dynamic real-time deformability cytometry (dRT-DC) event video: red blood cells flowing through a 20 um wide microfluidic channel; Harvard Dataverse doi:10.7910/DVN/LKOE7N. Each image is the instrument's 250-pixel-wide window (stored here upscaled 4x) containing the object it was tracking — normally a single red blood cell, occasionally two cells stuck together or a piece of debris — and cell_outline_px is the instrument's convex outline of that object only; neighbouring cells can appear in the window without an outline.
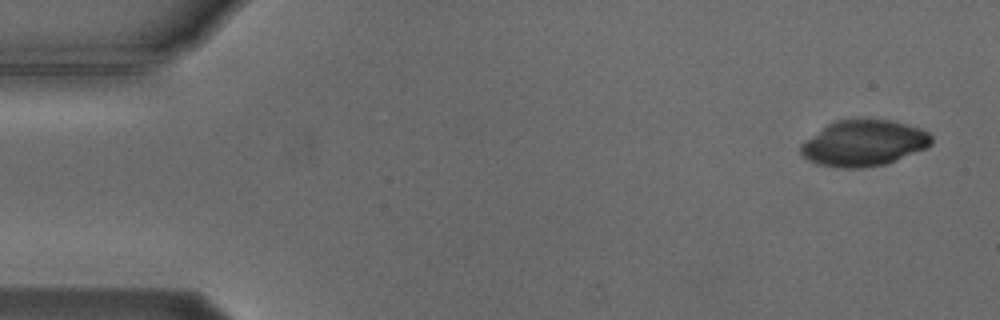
{"species": "Egyptian fruit bat (a non-hibernating species)", "species_latin": "Rousettus aegyptiacus", "temperature_condition": "cold", "stored_images_in_passage": 5, "camera_frame_rate_fps": 3000, "um_per_image_px": 0.085, "animal": {"sex": "male"}, "frame": {"image": 1, "passage_image": 1, "time_ms": 0.0, "image_size_px": [1000, 320], "cell_outline_px": [[932, 144], [924, 148], [884, 164], [860, 168], [836, 168], [816, 164], [808, 160], [800, 152], [800, 144], [828, 124], [836, 120], [888, 120], [920, 128], [928, 132], [932, 136]], "centroid_in_image_um": [73.38, 12.18], "position_along_channel_um": 11.6, "area_um2": 34.51}}